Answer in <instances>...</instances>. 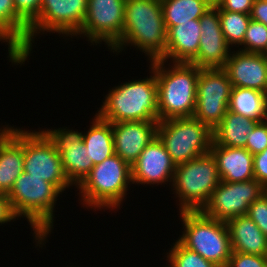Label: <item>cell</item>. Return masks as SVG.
Returning a JSON list of instances; mask_svg holds the SVG:
<instances>
[{
	"label": "cell",
	"instance_id": "18",
	"mask_svg": "<svg viewBox=\"0 0 267 267\" xmlns=\"http://www.w3.org/2000/svg\"><path fill=\"white\" fill-rule=\"evenodd\" d=\"M223 69L233 87L267 93V58L262 53L232 50Z\"/></svg>",
	"mask_w": 267,
	"mask_h": 267
},
{
	"label": "cell",
	"instance_id": "12",
	"mask_svg": "<svg viewBox=\"0 0 267 267\" xmlns=\"http://www.w3.org/2000/svg\"><path fill=\"white\" fill-rule=\"evenodd\" d=\"M125 4L126 0H88L83 26L75 38H86L93 47L105 43L110 49L123 33Z\"/></svg>",
	"mask_w": 267,
	"mask_h": 267
},
{
	"label": "cell",
	"instance_id": "35",
	"mask_svg": "<svg viewBox=\"0 0 267 267\" xmlns=\"http://www.w3.org/2000/svg\"><path fill=\"white\" fill-rule=\"evenodd\" d=\"M254 0H214L218 10L239 12L250 15Z\"/></svg>",
	"mask_w": 267,
	"mask_h": 267
},
{
	"label": "cell",
	"instance_id": "29",
	"mask_svg": "<svg viewBox=\"0 0 267 267\" xmlns=\"http://www.w3.org/2000/svg\"><path fill=\"white\" fill-rule=\"evenodd\" d=\"M166 267H219L217 264L204 259L198 253L184 247L178 240L173 242L167 253Z\"/></svg>",
	"mask_w": 267,
	"mask_h": 267
},
{
	"label": "cell",
	"instance_id": "17",
	"mask_svg": "<svg viewBox=\"0 0 267 267\" xmlns=\"http://www.w3.org/2000/svg\"><path fill=\"white\" fill-rule=\"evenodd\" d=\"M24 171V129L0 127V193L8 195Z\"/></svg>",
	"mask_w": 267,
	"mask_h": 267
},
{
	"label": "cell",
	"instance_id": "27",
	"mask_svg": "<svg viewBox=\"0 0 267 267\" xmlns=\"http://www.w3.org/2000/svg\"><path fill=\"white\" fill-rule=\"evenodd\" d=\"M167 30L190 20L200 19L214 0H160Z\"/></svg>",
	"mask_w": 267,
	"mask_h": 267
},
{
	"label": "cell",
	"instance_id": "10",
	"mask_svg": "<svg viewBox=\"0 0 267 267\" xmlns=\"http://www.w3.org/2000/svg\"><path fill=\"white\" fill-rule=\"evenodd\" d=\"M24 172L52 183L61 193L70 186L61 161V155L42 130H25Z\"/></svg>",
	"mask_w": 267,
	"mask_h": 267
},
{
	"label": "cell",
	"instance_id": "31",
	"mask_svg": "<svg viewBox=\"0 0 267 267\" xmlns=\"http://www.w3.org/2000/svg\"><path fill=\"white\" fill-rule=\"evenodd\" d=\"M16 17L27 27L38 18L42 0H13Z\"/></svg>",
	"mask_w": 267,
	"mask_h": 267
},
{
	"label": "cell",
	"instance_id": "24",
	"mask_svg": "<svg viewBox=\"0 0 267 267\" xmlns=\"http://www.w3.org/2000/svg\"><path fill=\"white\" fill-rule=\"evenodd\" d=\"M91 119V125L83 133V142L85 143L89 158L96 165L115 154L113 129L111 122L102 120L97 114Z\"/></svg>",
	"mask_w": 267,
	"mask_h": 267
},
{
	"label": "cell",
	"instance_id": "4",
	"mask_svg": "<svg viewBox=\"0 0 267 267\" xmlns=\"http://www.w3.org/2000/svg\"><path fill=\"white\" fill-rule=\"evenodd\" d=\"M149 69V76L125 81L108 90L96 114L102 120L111 123L159 122L156 74L151 68Z\"/></svg>",
	"mask_w": 267,
	"mask_h": 267
},
{
	"label": "cell",
	"instance_id": "22",
	"mask_svg": "<svg viewBox=\"0 0 267 267\" xmlns=\"http://www.w3.org/2000/svg\"><path fill=\"white\" fill-rule=\"evenodd\" d=\"M210 152L216 160L221 181L244 182L254 179L253 155L246 148L212 142Z\"/></svg>",
	"mask_w": 267,
	"mask_h": 267
},
{
	"label": "cell",
	"instance_id": "16",
	"mask_svg": "<svg viewBox=\"0 0 267 267\" xmlns=\"http://www.w3.org/2000/svg\"><path fill=\"white\" fill-rule=\"evenodd\" d=\"M199 52L190 62L199 68H223L232 48L222 33L218 8L213 5L201 18Z\"/></svg>",
	"mask_w": 267,
	"mask_h": 267
},
{
	"label": "cell",
	"instance_id": "28",
	"mask_svg": "<svg viewBox=\"0 0 267 267\" xmlns=\"http://www.w3.org/2000/svg\"><path fill=\"white\" fill-rule=\"evenodd\" d=\"M222 33L231 48H240L243 44L246 30L250 23V15L218 10Z\"/></svg>",
	"mask_w": 267,
	"mask_h": 267
},
{
	"label": "cell",
	"instance_id": "25",
	"mask_svg": "<svg viewBox=\"0 0 267 267\" xmlns=\"http://www.w3.org/2000/svg\"><path fill=\"white\" fill-rule=\"evenodd\" d=\"M258 122L240 114L227 111L221 122L213 129V142L227 147H246L247 134Z\"/></svg>",
	"mask_w": 267,
	"mask_h": 267
},
{
	"label": "cell",
	"instance_id": "37",
	"mask_svg": "<svg viewBox=\"0 0 267 267\" xmlns=\"http://www.w3.org/2000/svg\"><path fill=\"white\" fill-rule=\"evenodd\" d=\"M19 220L17 216L14 214L9 198L6 194L0 193V226L8 222Z\"/></svg>",
	"mask_w": 267,
	"mask_h": 267
},
{
	"label": "cell",
	"instance_id": "26",
	"mask_svg": "<svg viewBox=\"0 0 267 267\" xmlns=\"http://www.w3.org/2000/svg\"><path fill=\"white\" fill-rule=\"evenodd\" d=\"M228 110L257 122L266 121L267 93L250 88L233 87Z\"/></svg>",
	"mask_w": 267,
	"mask_h": 267
},
{
	"label": "cell",
	"instance_id": "9",
	"mask_svg": "<svg viewBox=\"0 0 267 267\" xmlns=\"http://www.w3.org/2000/svg\"><path fill=\"white\" fill-rule=\"evenodd\" d=\"M87 7L88 0H42L40 14L28 28V58L40 34L57 33L68 41L67 37H75L83 26Z\"/></svg>",
	"mask_w": 267,
	"mask_h": 267
},
{
	"label": "cell",
	"instance_id": "5",
	"mask_svg": "<svg viewBox=\"0 0 267 267\" xmlns=\"http://www.w3.org/2000/svg\"><path fill=\"white\" fill-rule=\"evenodd\" d=\"M132 185L131 166L117 154L96 164L77 187L83 208L118 211ZM116 208V209H115Z\"/></svg>",
	"mask_w": 267,
	"mask_h": 267
},
{
	"label": "cell",
	"instance_id": "39",
	"mask_svg": "<svg viewBox=\"0 0 267 267\" xmlns=\"http://www.w3.org/2000/svg\"><path fill=\"white\" fill-rule=\"evenodd\" d=\"M262 54L267 58V47H266V50Z\"/></svg>",
	"mask_w": 267,
	"mask_h": 267
},
{
	"label": "cell",
	"instance_id": "1",
	"mask_svg": "<svg viewBox=\"0 0 267 267\" xmlns=\"http://www.w3.org/2000/svg\"><path fill=\"white\" fill-rule=\"evenodd\" d=\"M128 46L143 52L148 62L164 56L167 28L160 0H126L123 33L109 51L118 55Z\"/></svg>",
	"mask_w": 267,
	"mask_h": 267
},
{
	"label": "cell",
	"instance_id": "8",
	"mask_svg": "<svg viewBox=\"0 0 267 267\" xmlns=\"http://www.w3.org/2000/svg\"><path fill=\"white\" fill-rule=\"evenodd\" d=\"M157 136L178 165L210 152L213 130L194 117L158 122Z\"/></svg>",
	"mask_w": 267,
	"mask_h": 267
},
{
	"label": "cell",
	"instance_id": "32",
	"mask_svg": "<svg viewBox=\"0 0 267 267\" xmlns=\"http://www.w3.org/2000/svg\"><path fill=\"white\" fill-rule=\"evenodd\" d=\"M246 149L255 155L267 148V120L258 122L252 131L247 134Z\"/></svg>",
	"mask_w": 267,
	"mask_h": 267
},
{
	"label": "cell",
	"instance_id": "30",
	"mask_svg": "<svg viewBox=\"0 0 267 267\" xmlns=\"http://www.w3.org/2000/svg\"><path fill=\"white\" fill-rule=\"evenodd\" d=\"M267 47V26L263 23L250 20L241 48L247 53H263Z\"/></svg>",
	"mask_w": 267,
	"mask_h": 267
},
{
	"label": "cell",
	"instance_id": "34",
	"mask_svg": "<svg viewBox=\"0 0 267 267\" xmlns=\"http://www.w3.org/2000/svg\"><path fill=\"white\" fill-rule=\"evenodd\" d=\"M227 267H267V256L232 251Z\"/></svg>",
	"mask_w": 267,
	"mask_h": 267
},
{
	"label": "cell",
	"instance_id": "7",
	"mask_svg": "<svg viewBox=\"0 0 267 267\" xmlns=\"http://www.w3.org/2000/svg\"><path fill=\"white\" fill-rule=\"evenodd\" d=\"M221 182L211 152L176 165L171 191L181 211H202Z\"/></svg>",
	"mask_w": 267,
	"mask_h": 267
},
{
	"label": "cell",
	"instance_id": "20",
	"mask_svg": "<svg viewBox=\"0 0 267 267\" xmlns=\"http://www.w3.org/2000/svg\"><path fill=\"white\" fill-rule=\"evenodd\" d=\"M0 42L8 46L12 66L28 62V28L16 17L13 0H0Z\"/></svg>",
	"mask_w": 267,
	"mask_h": 267
},
{
	"label": "cell",
	"instance_id": "6",
	"mask_svg": "<svg viewBox=\"0 0 267 267\" xmlns=\"http://www.w3.org/2000/svg\"><path fill=\"white\" fill-rule=\"evenodd\" d=\"M183 231L178 241L219 267H227L232 248L226 222L206 216L202 211H181Z\"/></svg>",
	"mask_w": 267,
	"mask_h": 267
},
{
	"label": "cell",
	"instance_id": "23",
	"mask_svg": "<svg viewBox=\"0 0 267 267\" xmlns=\"http://www.w3.org/2000/svg\"><path fill=\"white\" fill-rule=\"evenodd\" d=\"M233 252L267 256V237L247 215L226 222Z\"/></svg>",
	"mask_w": 267,
	"mask_h": 267
},
{
	"label": "cell",
	"instance_id": "2",
	"mask_svg": "<svg viewBox=\"0 0 267 267\" xmlns=\"http://www.w3.org/2000/svg\"><path fill=\"white\" fill-rule=\"evenodd\" d=\"M61 194L52 183L23 171L7 195L17 218L27 219L36 248L45 247L53 232L56 201Z\"/></svg>",
	"mask_w": 267,
	"mask_h": 267
},
{
	"label": "cell",
	"instance_id": "11",
	"mask_svg": "<svg viewBox=\"0 0 267 267\" xmlns=\"http://www.w3.org/2000/svg\"><path fill=\"white\" fill-rule=\"evenodd\" d=\"M232 88L223 68H200L193 117L215 129L228 111Z\"/></svg>",
	"mask_w": 267,
	"mask_h": 267
},
{
	"label": "cell",
	"instance_id": "38",
	"mask_svg": "<svg viewBox=\"0 0 267 267\" xmlns=\"http://www.w3.org/2000/svg\"><path fill=\"white\" fill-rule=\"evenodd\" d=\"M250 18L267 26V0H254Z\"/></svg>",
	"mask_w": 267,
	"mask_h": 267
},
{
	"label": "cell",
	"instance_id": "13",
	"mask_svg": "<svg viewBox=\"0 0 267 267\" xmlns=\"http://www.w3.org/2000/svg\"><path fill=\"white\" fill-rule=\"evenodd\" d=\"M265 192L267 189L255 178L244 182L221 181L202 212L210 218L227 222L246 215L249 206Z\"/></svg>",
	"mask_w": 267,
	"mask_h": 267
},
{
	"label": "cell",
	"instance_id": "15",
	"mask_svg": "<svg viewBox=\"0 0 267 267\" xmlns=\"http://www.w3.org/2000/svg\"><path fill=\"white\" fill-rule=\"evenodd\" d=\"M176 164L172 161L164 144L154 138L140 153L131 166L132 184L134 185H168L171 188ZM146 184V185H145Z\"/></svg>",
	"mask_w": 267,
	"mask_h": 267
},
{
	"label": "cell",
	"instance_id": "21",
	"mask_svg": "<svg viewBox=\"0 0 267 267\" xmlns=\"http://www.w3.org/2000/svg\"><path fill=\"white\" fill-rule=\"evenodd\" d=\"M201 27L199 19L190 20L167 30V47L161 60L190 63L199 52Z\"/></svg>",
	"mask_w": 267,
	"mask_h": 267
},
{
	"label": "cell",
	"instance_id": "36",
	"mask_svg": "<svg viewBox=\"0 0 267 267\" xmlns=\"http://www.w3.org/2000/svg\"><path fill=\"white\" fill-rule=\"evenodd\" d=\"M254 178L267 189V148L253 155Z\"/></svg>",
	"mask_w": 267,
	"mask_h": 267
},
{
	"label": "cell",
	"instance_id": "33",
	"mask_svg": "<svg viewBox=\"0 0 267 267\" xmlns=\"http://www.w3.org/2000/svg\"><path fill=\"white\" fill-rule=\"evenodd\" d=\"M267 237V192L254 201L246 214Z\"/></svg>",
	"mask_w": 267,
	"mask_h": 267
},
{
	"label": "cell",
	"instance_id": "3",
	"mask_svg": "<svg viewBox=\"0 0 267 267\" xmlns=\"http://www.w3.org/2000/svg\"><path fill=\"white\" fill-rule=\"evenodd\" d=\"M148 63L156 74L159 121L193 117L200 68L161 59Z\"/></svg>",
	"mask_w": 267,
	"mask_h": 267
},
{
	"label": "cell",
	"instance_id": "14",
	"mask_svg": "<svg viewBox=\"0 0 267 267\" xmlns=\"http://www.w3.org/2000/svg\"><path fill=\"white\" fill-rule=\"evenodd\" d=\"M41 130L55 145L61 155L63 169L69 182L77 188L94 166L83 142L84 132L69 127Z\"/></svg>",
	"mask_w": 267,
	"mask_h": 267
},
{
	"label": "cell",
	"instance_id": "19",
	"mask_svg": "<svg viewBox=\"0 0 267 267\" xmlns=\"http://www.w3.org/2000/svg\"><path fill=\"white\" fill-rule=\"evenodd\" d=\"M158 121L112 123L114 151L130 166L145 147L157 137Z\"/></svg>",
	"mask_w": 267,
	"mask_h": 267
}]
</instances>
